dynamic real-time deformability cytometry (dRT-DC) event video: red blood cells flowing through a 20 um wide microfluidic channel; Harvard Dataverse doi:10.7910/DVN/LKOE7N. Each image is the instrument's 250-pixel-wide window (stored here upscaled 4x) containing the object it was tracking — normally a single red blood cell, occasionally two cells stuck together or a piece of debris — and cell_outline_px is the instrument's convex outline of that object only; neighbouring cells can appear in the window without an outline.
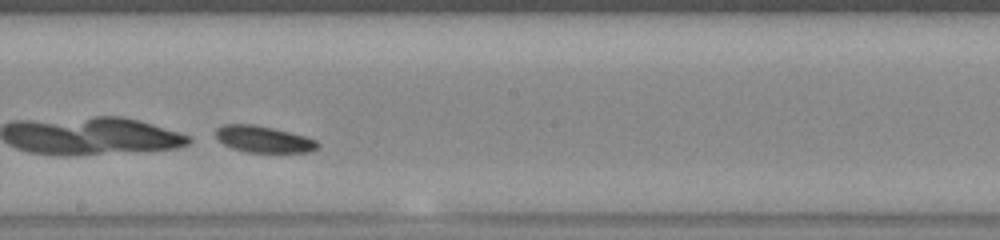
{"species": "common noctule bat (a hibernating species)", "species_latin": "Nyctalus noctula", "temperature_condition": "warm", "stored_images_in_passage": 33, "camera_frame_rate_fps": 3000, "um_per_image_px": 0.085, "animal": {"sex": "female", "body_mass_g": 23.0, "forearm_length_mm": 53.4}, "frame": {"image": 1, "passage_image": 20, "time_ms": 6.333, "image_size_px": [1000, 240], "cell_outline_px": [[320, 144], [312, 152], [248, 152], [232, 148], [224, 144], [216, 136], [216, 128], [224, 124], [252, 124], [272, 128], [304, 136], [316, 140]], "centroid_in_image_um": [22.4, 11.84], "position_along_channel_um": 225.8, "area_um2": 15.55}}
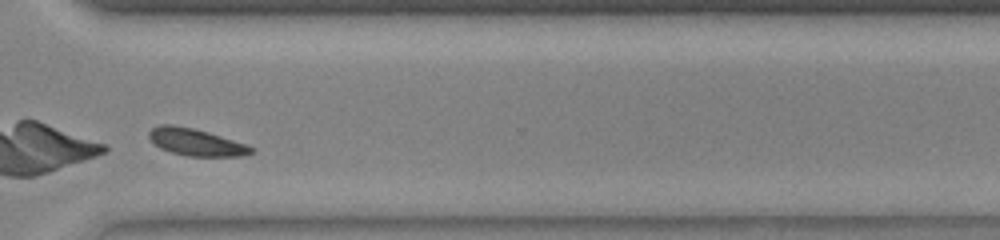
{"frame": {"image": 2, "passage_image": 30, "time_ms": 9.667, "image_size_px": [1000, 240], "cell_outline_px": [[256, 152], [244, 156], [188, 156], [172, 152], [160, 148], [148, 136], [148, 132], [152, 128], [160, 124], [172, 124], [192, 128], [208, 132], [256, 148]], "centroid_in_image_um": [16.68, 12.08], "position_along_channel_um": 353.9, "area_um2": 16.01}}